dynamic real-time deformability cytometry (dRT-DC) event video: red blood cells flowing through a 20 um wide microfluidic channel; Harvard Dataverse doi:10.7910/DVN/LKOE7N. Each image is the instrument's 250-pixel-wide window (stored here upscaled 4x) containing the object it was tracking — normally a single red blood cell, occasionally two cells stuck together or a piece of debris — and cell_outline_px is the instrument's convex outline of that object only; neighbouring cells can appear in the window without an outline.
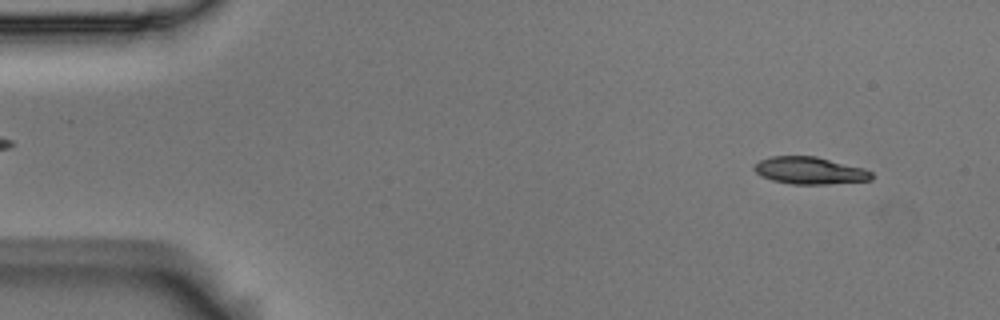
{"species": "Egyptian fruit bat (a non-hibernating species)", "species_latin": "Rousettus aegyptiacus", "temperature_condition": "room temperature", "stored_images_in_passage": 55, "camera_frame_rate_fps": 3000, "um_per_image_px": 0.085, "animal": {"sex": "male"}, "frame": {"image": 1, "passage_image": 4, "time_ms": 1.0, "image_size_px": [1000, 320], "cell_outline_px": [[872, 180], [824, 184], [792, 184], [772, 180], [760, 176], [752, 168], [760, 160], [772, 156], [816, 156], [864, 168], [872, 172]], "centroid_in_image_um": [68.82, 14.49], "position_along_channel_um": 16.2, "area_um2": 18.55}}
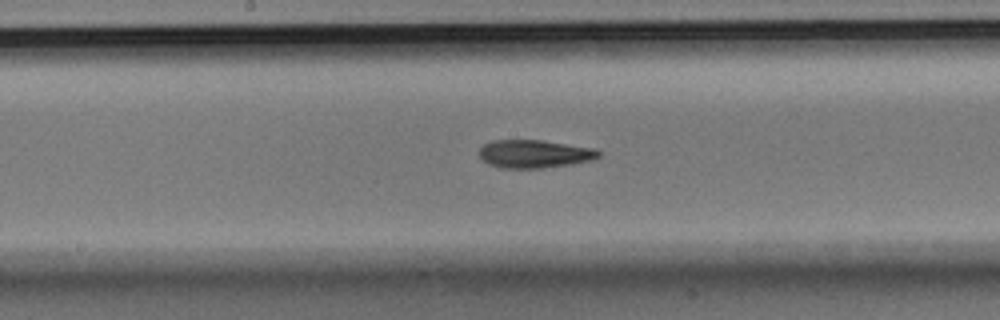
{"frame": {"image": 2, "passage_image": 28, "time_ms": 9.0, "image_size_px": [1000, 320], "cell_outline_px": [[600, 156], [592, 160], [572, 164], [540, 168], [500, 168], [488, 164], [480, 156], [480, 148], [484, 144], [492, 140], [540, 140], [596, 148], [600, 152]], "centroid_in_image_um": [45.44, 13.08], "position_along_channel_um": 202.8, "area_um2": 19.54}}
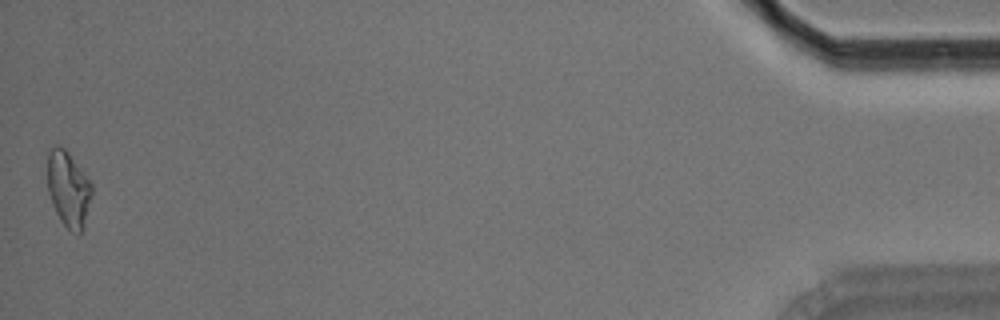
{"frame": {"image": 3, "passage_image": 55, "time_ms": 18.0, "image_size_px": [1000, 320], "cell_outline_px": [[92, 196], [80, 236], [72, 232], [60, 220], [52, 204], [48, 192], [48, 152], [52, 148], [64, 148], [68, 152], [92, 184]], "centroid_in_image_um": [5.82, 16.11], "position_along_channel_um": 429.4, "area_um2": 19.19}, "authors_computed_cell_mechanics": {"area_um2": 19.1318, "velocity_mm_per_s": 3.5691, "shape_relaxation_time_tau1_ms": 6.0193, "shape_relaxation_time_tau2_ms": 3.9531, "deformation_change_tau1": 0.1684, "deformation_change_tau2": 0.12}}